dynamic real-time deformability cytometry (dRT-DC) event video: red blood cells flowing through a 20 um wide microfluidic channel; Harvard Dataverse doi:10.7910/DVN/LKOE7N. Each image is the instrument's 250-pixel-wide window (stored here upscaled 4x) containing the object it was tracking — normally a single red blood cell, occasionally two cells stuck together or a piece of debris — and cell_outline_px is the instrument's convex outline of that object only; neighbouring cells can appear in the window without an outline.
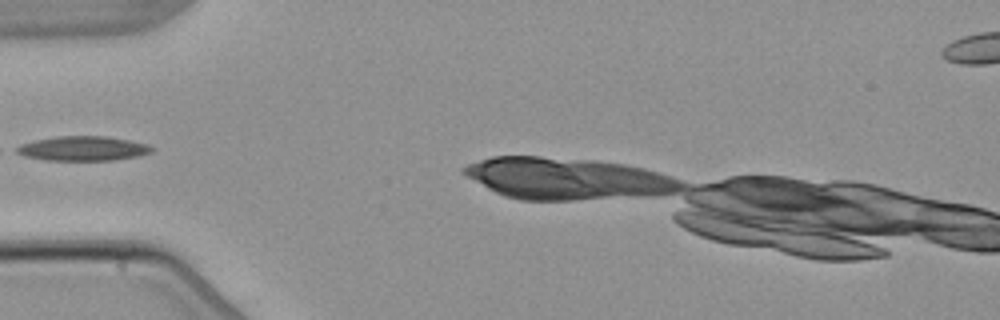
{"species": "common noctule bat (a hibernating species)", "species_latin": "Nyctalus noctula", "temperature_condition": "warm", "stored_images_in_passage": 5, "camera_frame_rate_fps": 3000, "um_per_image_px": 0.085, "animal": {"sex": "male", "body_mass_g": 21.5, "forearm_length_mm": 52.0}, "frame": {"image": 1, "passage_image": 4, "time_ms": 3.667, "image_size_px": [1000, 320], "cell_outline_px": [[152, 152], [140, 156], [112, 160], [44, 160], [24, 156], [16, 152], [12, 148], [20, 144], [36, 140], [56, 136], [108, 136], [148, 144], [152, 148]], "centroid_in_image_um": [7.01, 12.62], "position_along_channel_um": 78.0, "area_um2": 19.42}}